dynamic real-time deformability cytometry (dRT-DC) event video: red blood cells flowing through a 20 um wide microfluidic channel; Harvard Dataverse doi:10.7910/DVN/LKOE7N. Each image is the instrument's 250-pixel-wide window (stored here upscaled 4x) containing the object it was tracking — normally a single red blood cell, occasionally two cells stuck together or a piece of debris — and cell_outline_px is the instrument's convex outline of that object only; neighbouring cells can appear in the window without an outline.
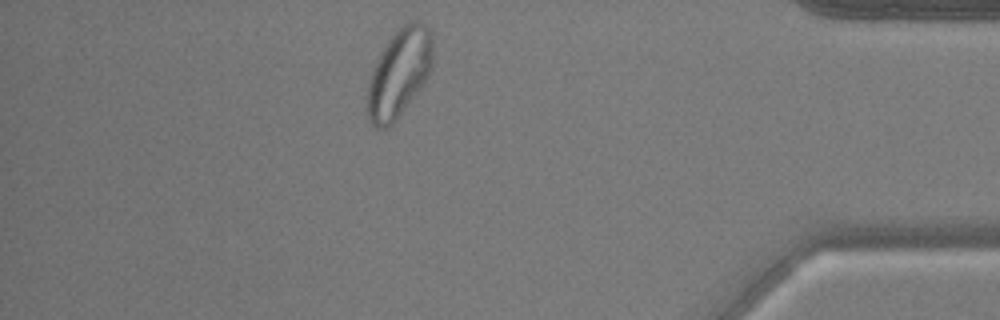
{"species": "common noctule bat (a hibernating species)", "species_latin": "Nyctalus noctula", "temperature_condition": "warm", "stored_images_in_passage": 40, "camera_frame_rate_fps": 3000, "um_per_image_px": 0.085, "animal": {"sex": "male", "body_mass_g": 17.9, "forearm_length_mm": 54.2}, "frame": {"image": 1, "passage_image": 34, "time_ms": 11.0, "image_size_px": [1000, 320], "cell_outline_px": [[432, 68], [428, 76], [396, 120], [388, 128], [376, 128], [372, 124], [364, 108], [364, 96], [372, 68], [380, 52], [396, 28], [408, 20], [412, 20], [424, 24], [428, 28], [432, 36]], "centroid_in_image_um": [33.87, 6.21], "position_along_channel_um": 401.3, "area_um2": 34.28}, "authors_computed_cell_mechanics": {"area_um2": 28.3798, "velocity_mm_per_s": 3.7463, "shape_relaxation_time_tau1_ms": null, "shape_relaxation_time_tau2_ms": 1.1616, "deformation_change_tau1": null, "deformation_change_tau2": 0.0647}}